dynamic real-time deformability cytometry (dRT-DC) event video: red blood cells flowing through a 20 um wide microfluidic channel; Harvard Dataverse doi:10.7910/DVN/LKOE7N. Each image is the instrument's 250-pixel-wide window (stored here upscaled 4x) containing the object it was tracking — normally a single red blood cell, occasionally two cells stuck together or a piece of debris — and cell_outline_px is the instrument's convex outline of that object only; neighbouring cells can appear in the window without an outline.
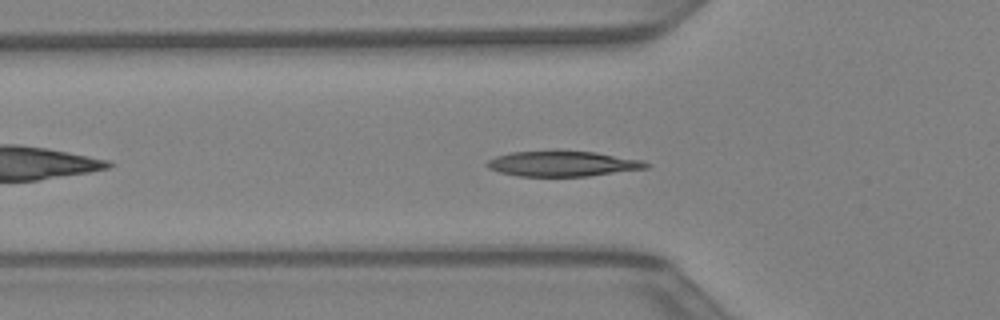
{"species": "Egyptian fruit bat (a non-hibernating species)", "species_latin": "Rousettus aegyptiacus", "temperature_condition": "warm", "stored_images_in_passage": 33, "camera_frame_rate_fps": 3000, "um_per_image_px": 0.085, "animal": {"sex": "female"}, "frame": {"image": 1, "passage_image": 5, "time_ms": 1.333, "image_size_px": [1000, 320], "cell_outline_px": [[652, 164], [648, 168], [588, 176], [520, 176], [500, 172], [488, 168], [484, 164], [488, 160], [496, 156], [508, 152], [556, 148], [596, 152], [644, 160]], "centroid_in_image_um": [47.82, 13.87], "position_along_channel_um": 78.0, "area_um2": 24.51}}
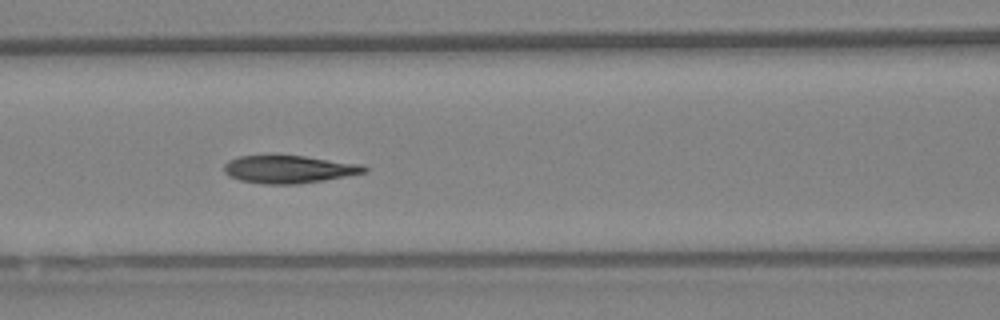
{"frame": {"image": 2, "passage_image": 9, "time_ms": 2.667, "image_size_px": [1000, 320], "cell_outline_px": [[368, 172], [324, 180], [296, 184], [264, 184], [240, 180], [228, 176], [224, 172], [224, 164], [228, 160], [240, 156], [304, 156], [360, 164], [368, 168]], "centroid_in_image_um": [24.54, 14.39], "position_along_channel_um": 142.1, "area_um2": 22.48}}
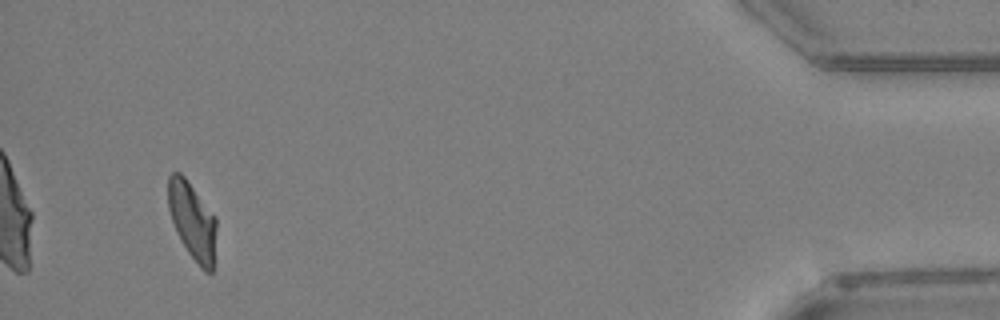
{"frame": {"image": 3, "passage_image": 31, "time_ms": 10.0, "image_size_px": [1000, 320], "cell_outline_px": [[216, 228], [212, 272], [204, 272], [200, 268], [188, 252], [176, 232], [168, 208], [168, 176], [172, 172], [180, 172], [184, 176], [216, 216]], "centroid_in_image_um": [16.34, 18.75], "position_along_channel_um": 418.9, "area_um2": 21.68}}